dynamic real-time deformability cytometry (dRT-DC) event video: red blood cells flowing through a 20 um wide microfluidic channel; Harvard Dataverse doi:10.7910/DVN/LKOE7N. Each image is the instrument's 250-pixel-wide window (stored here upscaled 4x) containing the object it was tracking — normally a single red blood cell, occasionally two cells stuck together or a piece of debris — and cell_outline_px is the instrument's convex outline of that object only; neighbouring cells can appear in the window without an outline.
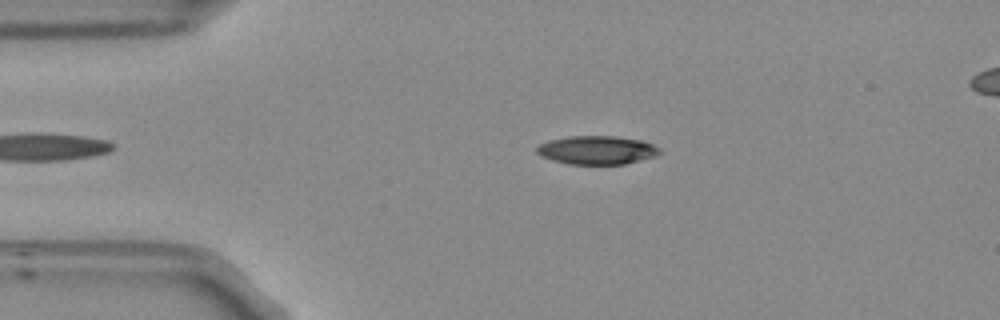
{"species": "Egyptian fruit bat (a non-hibernating species)", "species_latin": "Rousettus aegyptiacus", "temperature_condition": "room temperature", "stored_images_in_passage": 43, "camera_frame_rate_fps": 3000, "um_per_image_px": 0.085, "frame": {"image": 1, "passage_image": 6, "time_ms": 1.667, "image_size_px": [1000, 320], "cell_outline_px": [[660, 152], [652, 156], [624, 164], [568, 164], [552, 160], [540, 156], [536, 152], [536, 148], [540, 144], [552, 140], [568, 136], [616, 136], [640, 140], [652, 144], [660, 148]], "centroid_in_image_um": [50.69, 12.75], "position_along_channel_um": 34.3, "area_um2": 20.17}}
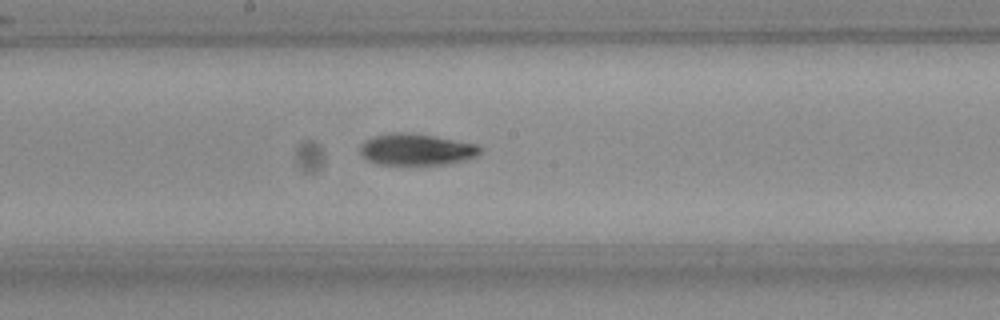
{"frame": {"image": 2, "passage_image": 23, "time_ms": 7.333, "image_size_px": [1000, 320], "cell_outline_px": [[484, 148], [480, 156], [448, 164], [380, 164], [368, 160], [360, 152], [360, 148], [364, 140], [372, 136], [392, 132], [412, 132], [436, 136], [480, 144]], "centroid_in_image_um": [35.48, 12.68], "position_along_channel_um": 212.7, "area_um2": 22.48}}
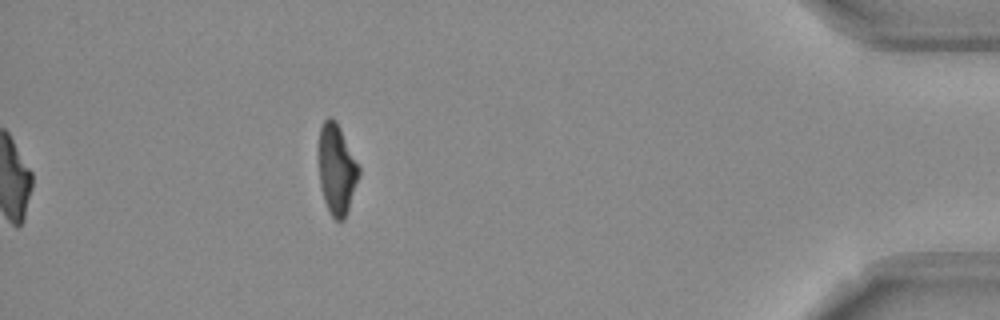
{"frame": {"image": 3, "passage_image": 43, "time_ms": 14.0, "image_size_px": [1000, 320], "cell_outline_px": [[360, 176], [344, 220], [336, 220], [332, 216], [324, 200], [320, 184], [320, 128], [324, 120], [328, 116], [332, 116], [336, 120], [360, 168]], "centroid_in_image_um": [28.64, 14.38], "position_along_channel_um": 406.6, "area_um2": 20.75}, "authors_computed_cell_mechanics": {"area_um2": 21.7328, "velocity_mm_per_s": 3.7572, "shape_relaxation_time_tau1_ms": 4.0452, "shape_relaxation_time_tau2_ms": null, "deformation_change_tau1": 0.1776, "deformation_change_tau2": null}}